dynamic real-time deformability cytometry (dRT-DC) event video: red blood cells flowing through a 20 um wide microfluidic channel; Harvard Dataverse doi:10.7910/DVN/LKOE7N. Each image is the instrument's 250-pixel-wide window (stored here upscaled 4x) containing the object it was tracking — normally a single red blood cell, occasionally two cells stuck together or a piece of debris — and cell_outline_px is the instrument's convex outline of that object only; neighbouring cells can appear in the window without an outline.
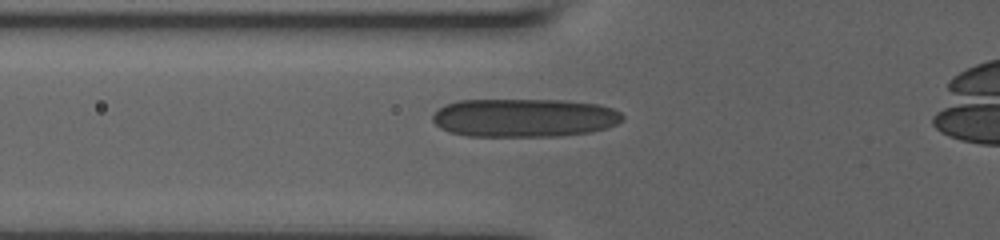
{"species": "human", "species_latin": "Homo sapiens", "temperature_condition": "room temperature", "stored_images_in_passage": 10, "camera_frame_rate_fps": 3000, "um_per_image_px": 0.085, "donor": {"sex": "male"}, "frame": {"image": 1, "passage_image": 9, "time_ms": 4.667, "image_size_px": [1000, 240], "cell_outline_px": [[624, 120], [608, 128], [588, 132], [560, 136], [468, 136], [452, 132], [440, 128], [432, 120], [432, 116], [444, 104], [460, 100], [564, 100], [600, 104], [612, 108], [620, 112], [624, 116]], "centroid_in_image_um": [44.59, 10.0], "position_along_channel_um": 81.2, "area_um2": 42.71}}